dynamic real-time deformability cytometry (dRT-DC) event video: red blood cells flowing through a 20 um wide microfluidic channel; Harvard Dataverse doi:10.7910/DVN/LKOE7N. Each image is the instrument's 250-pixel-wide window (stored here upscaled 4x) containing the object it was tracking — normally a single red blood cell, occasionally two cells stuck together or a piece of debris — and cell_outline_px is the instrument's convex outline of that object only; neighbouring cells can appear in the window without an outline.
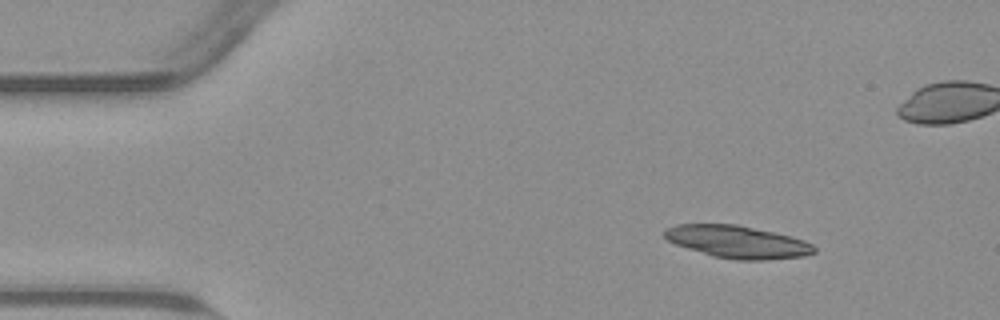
{"species": "common noctule bat (a hibernating species)", "species_latin": "Nyctalus noctula", "temperature_condition": "warm", "stored_images_in_passage": 14, "camera_frame_rate_fps": 3000, "um_per_image_px": 0.085, "animal": {"sex": "male", "body_mass_g": 23.1, "forearm_length_mm": 52.7}, "frame": {"image": 1, "passage_image": 1, "time_ms": 0.0, "image_size_px": [1000, 320], "cell_outline_px": [[816, 252], [804, 256], [764, 260], [736, 260], [712, 256], [676, 244], [668, 240], [664, 236], [664, 228], [676, 224], [736, 224], [792, 236], [804, 240], [812, 244], [816, 248]], "centroid_in_image_um": [62.69, 20.55], "position_along_channel_um": 22.3, "area_um2": 28.32}}